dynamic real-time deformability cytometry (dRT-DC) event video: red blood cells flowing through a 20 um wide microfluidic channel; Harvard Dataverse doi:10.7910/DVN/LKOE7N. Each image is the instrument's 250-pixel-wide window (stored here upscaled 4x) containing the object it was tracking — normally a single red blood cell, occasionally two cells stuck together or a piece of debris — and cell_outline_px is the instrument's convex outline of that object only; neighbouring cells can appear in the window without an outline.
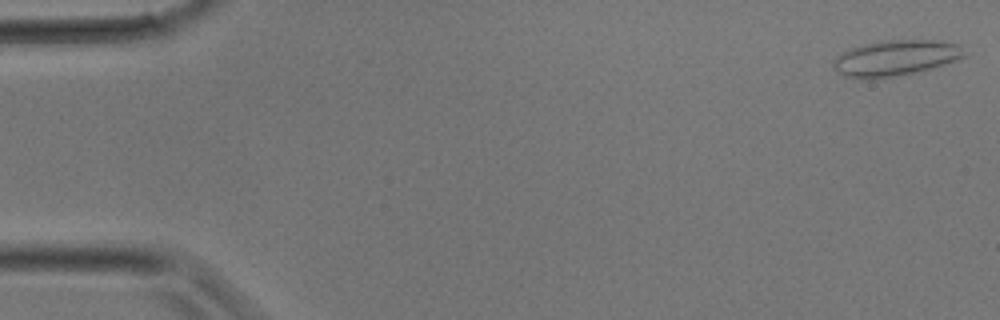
{"species": "common noctule bat (a hibernating species)", "species_latin": "Nyctalus noctula", "temperature_condition": "room temperature", "stored_images_in_passage": 25, "camera_frame_rate_fps": 3000, "um_per_image_px": 0.085, "animal": {"sex": "male", "body_mass_g": 17.9}, "frame": {"image": 1, "passage_image": 1, "time_ms": 0.0, "image_size_px": [1000, 320], "cell_outline_px": [[964, 56], [956, 60], [932, 68], [896, 76], [876, 80], [860, 80], [844, 76], [832, 68], [832, 60], [840, 52], [864, 44], [880, 40], [940, 40], [960, 44]], "centroid_in_image_um": [76.03, 4.94], "position_along_channel_um": 9.0, "area_um2": 27.69}}